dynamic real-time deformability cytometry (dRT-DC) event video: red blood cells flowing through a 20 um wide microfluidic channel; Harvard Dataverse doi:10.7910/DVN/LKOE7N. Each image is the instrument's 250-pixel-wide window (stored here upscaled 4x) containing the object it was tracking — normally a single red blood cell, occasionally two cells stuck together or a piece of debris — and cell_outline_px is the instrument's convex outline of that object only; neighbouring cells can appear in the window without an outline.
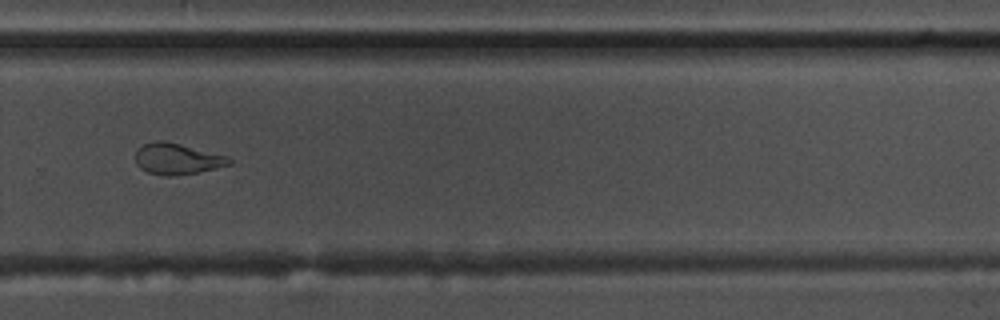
{"species": "common noctule bat (a hibernating species)", "species_latin": "Nyctalus noctula", "temperature_condition": "warm", "stored_images_in_passage": 39, "camera_frame_rate_fps": 3000, "um_per_image_px": 0.085, "animal": {"sex": "male", "body_mass_g": 17.5, "forearm_length_mm": 52.3}, "frame": {"image": 1, "passage_image": 23, "time_ms": 7.333, "image_size_px": [1000, 320], "cell_outline_px": [[232, 164], [200, 172], [172, 176], [164, 176], [148, 172], [140, 168], [136, 164], [136, 148], [144, 144], [156, 140], [160, 140], [180, 144], [228, 156], [232, 160]], "centroid_in_image_um": [15.05, 13.51], "position_along_channel_um": 314.7, "area_um2": 17.05}}
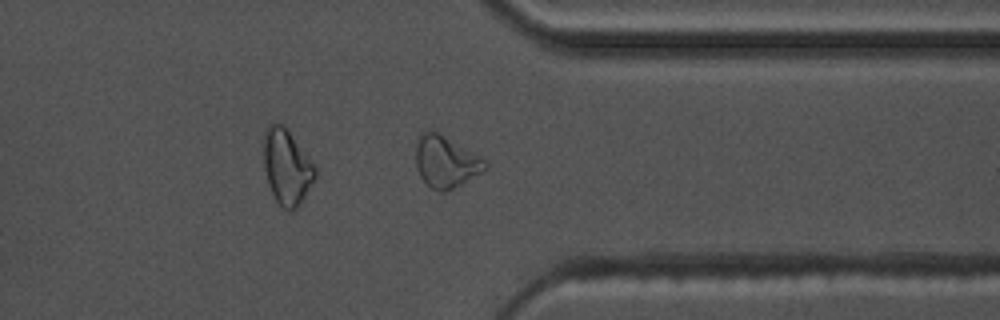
{"frame": {"image": 2, "passage_image": 28, "time_ms": 9.0, "image_size_px": [1000, 320], "cell_outline_px": [[488, 168], [460, 184], [444, 192], [440, 192], [432, 188], [420, 176], [416, 168], [416, 144], [420, 132], [440, 132], [480, 156], [488, 164]], "centroid_in_image_um": [37.88, 13.72], "position_along_channel_um": 373.5, "area_um2": 20.69}}
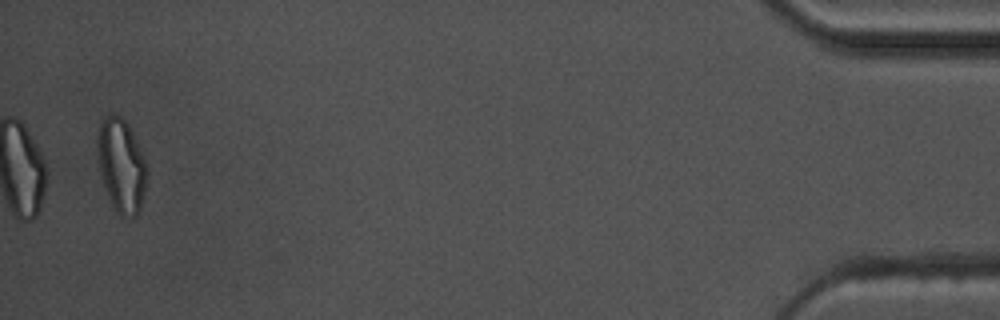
{"frame": {"image": 3, "passage_image": 39, "time_ms": 12.667, "image_size_px": [1000, 320], "cell_outline_px": [[148, 176], [140, 208], [136, 216], [120, 216], [116, 212], [108, 196], [100, 172], [96, 144], [96, 140], [100, 120], [112, 112], [120, 116], [128, 124], [136, 140], [148, 168]], "centroid_in_image_um": [10.31, 14.03], "position_along_channel_um": 424.9, "area_um2": 27.05}, "authors_computed_cell_mechanics": {"area_um2": 17.34, "velocity_mm_per_s": 3.6646, "shape_relaxation_time_tau1_ms": 7.3393, "shape_relaxation_time_tau2_ms": 3.2493, "deformation_change_tau1": 0.2173, "deformation_change_tau2": 0.0991}}